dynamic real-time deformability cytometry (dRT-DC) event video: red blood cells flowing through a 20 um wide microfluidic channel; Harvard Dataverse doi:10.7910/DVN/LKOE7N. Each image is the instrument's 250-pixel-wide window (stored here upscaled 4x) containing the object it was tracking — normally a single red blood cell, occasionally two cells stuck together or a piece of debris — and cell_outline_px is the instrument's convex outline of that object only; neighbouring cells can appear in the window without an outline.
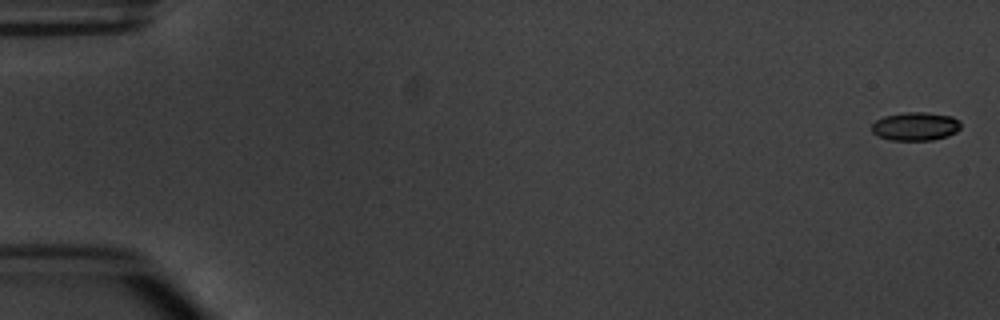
{"species": "common noctule bat (a hibernating species)", "species_latin": "Nyctalus noctula", "temperature_condition": "warm", "stored_images_in_passage": 6, "segment_of_instrument_passage": [2, 2], "camera_frame_rate_fps": 3000, "um_per_image_px": 0.085, "animal": {"sex": "male", "body_mass_g": 20.1, "forearm_length_mm": 53.5}, "frame": {"image": 1, "passage_image": 6, "time_ms": 5.667, "image_size_px": [1000, 320], "cell_outline_px": [[960, 128], [956, 132], [948, 136], [932, 140], [888, 140], [876, 136], [872, 132], [872, 124], [876, 120], [884, 116], [908, 112], [928, 112], [952, 116], [960, 120]], "centroid_in_image_um": [77.81, 10.74], "position_along_channel_um": 7.2, "area_um2": 14.91}}